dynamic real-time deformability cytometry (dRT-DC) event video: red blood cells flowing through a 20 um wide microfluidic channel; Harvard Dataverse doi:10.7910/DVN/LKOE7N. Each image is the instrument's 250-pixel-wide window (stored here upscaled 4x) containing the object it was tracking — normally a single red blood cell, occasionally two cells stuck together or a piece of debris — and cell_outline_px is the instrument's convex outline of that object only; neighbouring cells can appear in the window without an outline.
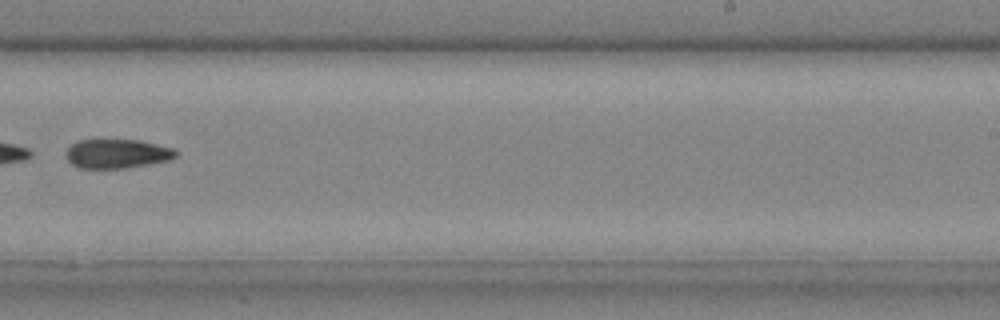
{"species": "common noctule bat (a hibernating species)", "species_latin": "Nyctalus noctula", "temperature_condition": "cold", "stored_images_in_passage": 21, "camera_frame_rate_fps": 3000, "um_per_image_px": 0.085, "animal": {"sex": "male", "body_mass_g": 20.4}, "frame": {"image": 1, "passage_image": 12, "time_ms": 3.667, "image_size_px": [1000, 320], "cell_outline_px": [[180, 152], [176, 156], [168, 160], [148, 164], [124, 168], [80, 168], [72, 164], [68, 160], [68, 148], [72, 144], [80, 140], [140, 140], [176, 148]], "centroid_in_image_um": [10.02, 13.06], "position_along_channel_um": 279.0, "area_um2": 18.55}}